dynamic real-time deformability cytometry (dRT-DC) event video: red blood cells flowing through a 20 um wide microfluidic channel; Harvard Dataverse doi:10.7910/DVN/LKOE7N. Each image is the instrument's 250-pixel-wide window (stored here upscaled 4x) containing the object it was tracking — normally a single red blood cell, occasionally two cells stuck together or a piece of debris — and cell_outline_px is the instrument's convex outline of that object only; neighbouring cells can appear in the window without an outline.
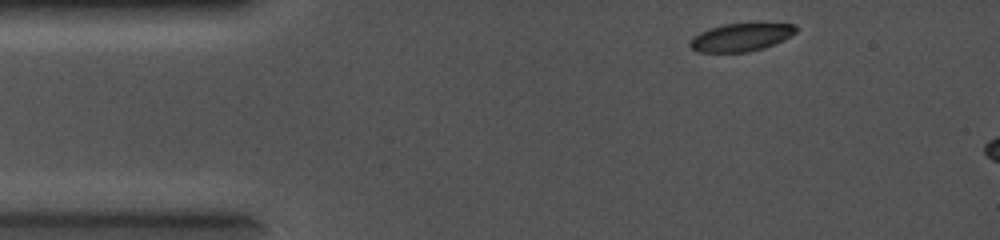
{"species": "common noctule bat (a hibernating species)", "species_latin": "Nyctalus noctula", "temperature_condition": "cold", "stored_images_in_passage": 6, "camera_frame_rate_fps": 5000, "um_per_image_px": 0.085, "animal": {"sex": "female", "body_mass_g": 19.0, "forearm_length_mm": 56.7}, "frame": {"image": 1, "passage_image": 1, "time_ms": 0.0, "image_size_px": [1000, 240], "cell_outline_px": [[796, 32], [764, 48], [748, 52], [696, 52], [688, 44], [692, 36], [708, 28], [724, 24], [760, 20], [792, 24], [796, 28]], "centroid_in_image_um": [62.96, 3.11], "position_along_channel_um": 22.0, "area_um2": 17.92}}